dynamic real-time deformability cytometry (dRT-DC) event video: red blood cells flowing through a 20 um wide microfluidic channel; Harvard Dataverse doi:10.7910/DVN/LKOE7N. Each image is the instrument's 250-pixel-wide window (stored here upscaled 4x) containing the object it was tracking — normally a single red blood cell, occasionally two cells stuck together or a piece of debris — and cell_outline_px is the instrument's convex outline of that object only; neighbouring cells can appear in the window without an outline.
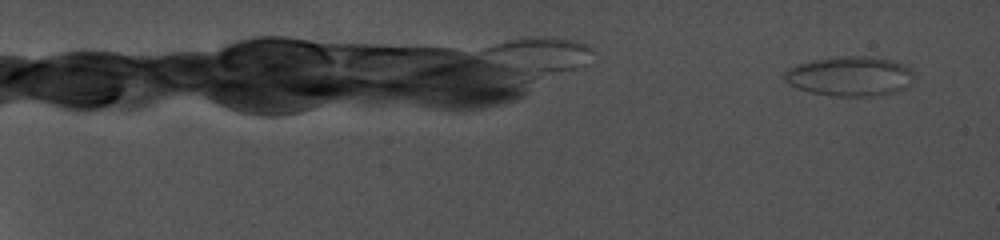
{"species": "common noctule bat (a hibernating species)", "species_latin": "Nyctalus noctula", "temperature_condition": "cold", "stored_images_in_passage": 45, "camera_frame_rate_fps": 5000, "um_per_image_px": 0.085, "animal": {"sex": "female", "body_mass_g": 19.0, "forearm_length_mm": 56.7}, "frame": {"image": 1, "passage_image": 4, "time_ms": 1.4, "image_size_px": [1000, 240], "cell_outline_px": [[912, 84], [908, 88], [892, 92], [872, 96], [832, 96], [812, 92], [796, 88], [788, 84], [784, 80], [784, 72], [788, 68], [796, 64], [836, 56], [868, 56], [892, 60], [904, 64], [912, 68]], "centroid_in_image_um": [72.25, 6.48], "position_along_channel_um": 12.7, "area_um2": 30.17}}
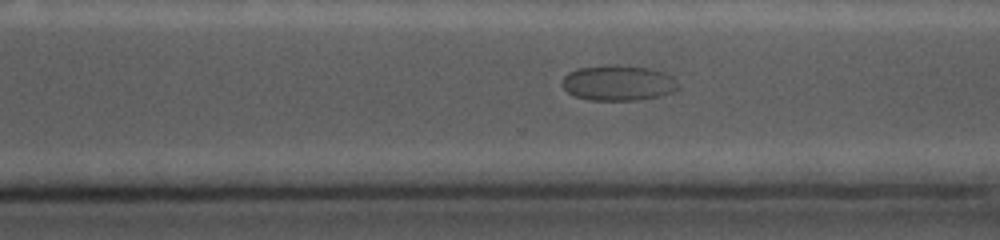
{"frame": {"image": 2, "passage_image": 38, "time_ms": 18.0, "image_size_px": [1000, 240], "cell_outline_px": [[680, 88], [672, 92], [656, 96], [636, 100], [588, 100], [576, 96], [568, 92], [560, 84], [564, 76], [568, 72], [580, 68], [604, 64], [628, 64], [652, 68], [664, 72], [672, 76]], "centroid_in_image_um": [52.54, 7.02], "position_along_channel_um": 318.1, "area_um2": 24.33}}
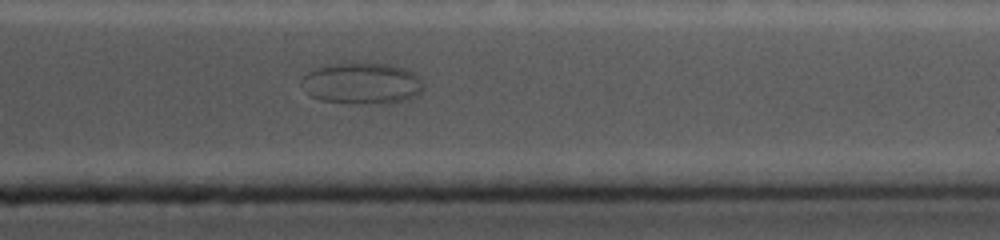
{"frame": {"image": 3, "passage_image": 42, "time_ms": 19.8, "image_size_px": [1000, 240], "cell_outline_px": [[424, 88], [420, 92], [404, 100], [320, 100], [312, 96], [308, 92], [300, 80], [308, 72], [316, 68], [336, 60], [356, 60], [388, 64], [404, 68], [412, 72], [424, 84]], "centroid_in_image_um": [30.71, 6.94], "position_along_channel_um": 380.7, "area_um2": 28.61}}